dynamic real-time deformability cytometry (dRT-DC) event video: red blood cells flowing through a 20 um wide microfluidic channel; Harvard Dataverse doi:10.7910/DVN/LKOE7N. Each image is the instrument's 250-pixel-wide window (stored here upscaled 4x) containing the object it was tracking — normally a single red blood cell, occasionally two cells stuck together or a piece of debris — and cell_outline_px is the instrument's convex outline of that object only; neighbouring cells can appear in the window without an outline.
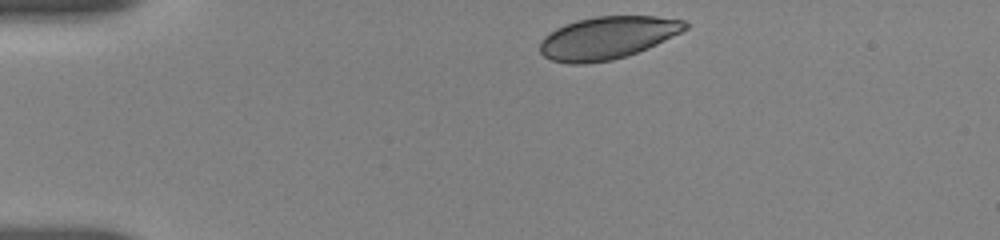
{"species": "human", "species_latin": "Homo sapiens", "temperature_condition": "room temperature", "stored_images_in_passage": 45, "camera_frame_rate_fps": 3000, "um_per_image_px": 0.085, "donor": {"sex": "female"}, "frame": {"image": 1, "passage_image": 1, "time_ms": 0.0, "image_size_px": [1000, 240], "cell_outline_px": [[688, 28], [648, 48], [612, 60], [584, 64], [568, 64], [552, 60], [544, 56], [540, 52], [540, 40], [548, 32], [564, 24], [576, 20], [596, 16], [656, 16], [684, 20], [688, 24]], "centroid_in_image_um": [51.59, 3.21], "position_along_channel_um": 33.4, "area_um2": 36.01}}
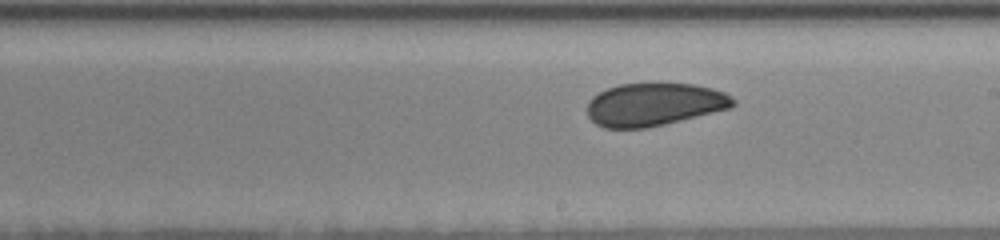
{"frame": {"image": 2, "passage_image": 22, "time_ms": 7.0, "image_size_px": [1000, 240], "cell_outline_px": [[736, 104], [732, 108], [648, 128], [604, 128], [596, 124], [588, 116], [588, 100], [592, 96], [608, 88], [620, 84], [696, 84], [712, 88], [724, 92], [732, 96], [736, 100]], "centroid_in_image_um": [55.64, 8.88], "position_along_channel_um": 233.4, "area_um2": 36.53}}
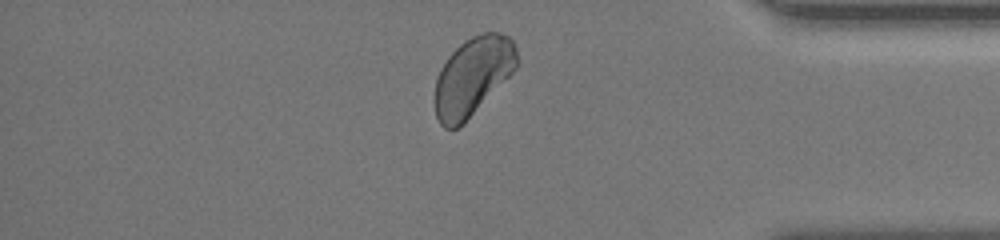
{"frame": {"image": 3, "passage_image": 37, "time_ms": 12.0, "image_size_px": [1000, 240], "cell_outline_px": [[516, 68], [464, 124], [456, 128], [444, 128], [440, 124], [436, 116], [432, 100], [436, 80], [440, 68], [448, 56], [464, 40], [472, 36], [484, 32], [500, 32], [508, 36], [512, 40], [516, 48]], "centroid_in_image_um": [40.13, 6.51], "position_along_channel_um": 395.1, "area_um2": 37.63}, "authors_computed_cell_mechanics": {"area_um2": 37.8012, "velocity_mm_per_s": 3.6439, "shape_relaxation_time_tau1_ms": 3.7684, "shape_relaxation_time_tau2_ms": null, "deformation_change_tau1": 0.0503, "deformation_change_tau2": null}}